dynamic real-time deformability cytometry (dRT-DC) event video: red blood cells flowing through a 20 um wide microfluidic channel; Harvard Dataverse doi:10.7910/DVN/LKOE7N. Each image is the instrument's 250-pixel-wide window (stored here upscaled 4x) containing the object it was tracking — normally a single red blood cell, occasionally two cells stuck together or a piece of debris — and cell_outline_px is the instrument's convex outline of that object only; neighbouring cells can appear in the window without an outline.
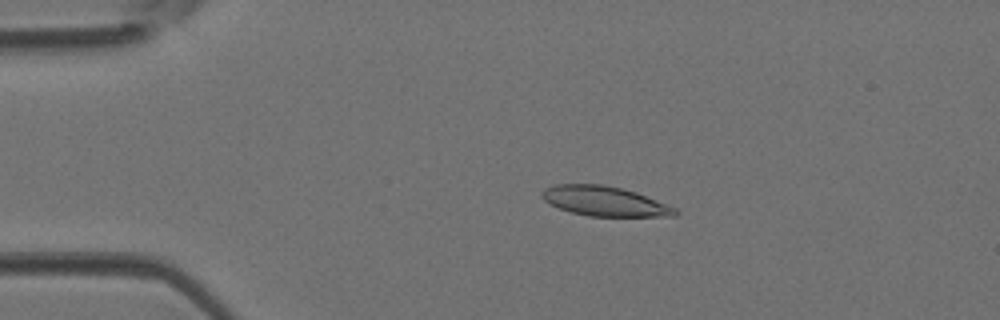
{"species": "Egyptian fruit bat (a non-hibernating species)", "species_latin": "Rousettus aegyptiacus", "temperature_condition": "room temperature", "stored_images_in_passage": 39, "camera_frame_rate_fps": 3000, "um_per_image_px": 0.085, "animal": {"sex": "female"}, "frame": {"image": 1, "passage_image": 4, "time_ms": 1.0, "image_size_px": [1000, 320], "cell_outline_px": [[680, 212], [676, 216], [588, 216], [572, 212], [560, 208], [544, 200], [540, 196], [540, 192], [544, 188], [552, 184], [604, 184], [636, 192], [676, 208]], "centroid_in_image_um": [51.37, 17.09], "position_along_channel_um": 33.6, "area_um2": 23.06}}
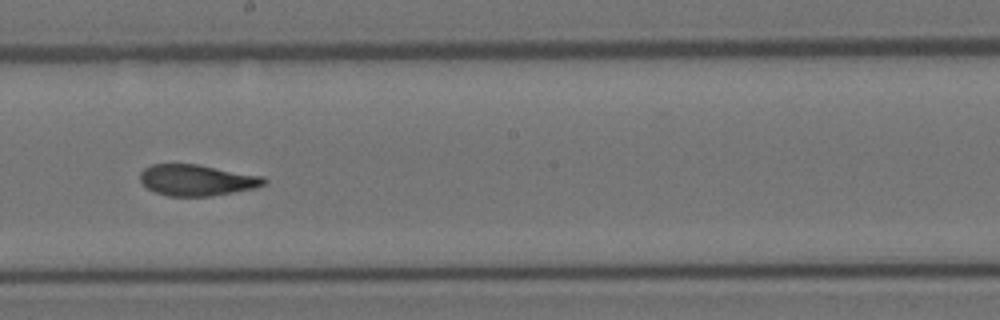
{"frame": {"image": 2, "passage_image": 20, "time_ms": 6.333, "image_size_px": [1000, 320], "cell_outline_px": [[268, 180], [264, 184], [256, 188], [212, 196], [168, 196], [156, 192], [148, 188], [140, 180], [140, 172], [144, 168], [152, 164], [196, 164], [264, 176]], "centroid_in_image_um": [16.75, 15.31], "position_along_channel_um": 231.4, "area_um2": 22.48}}
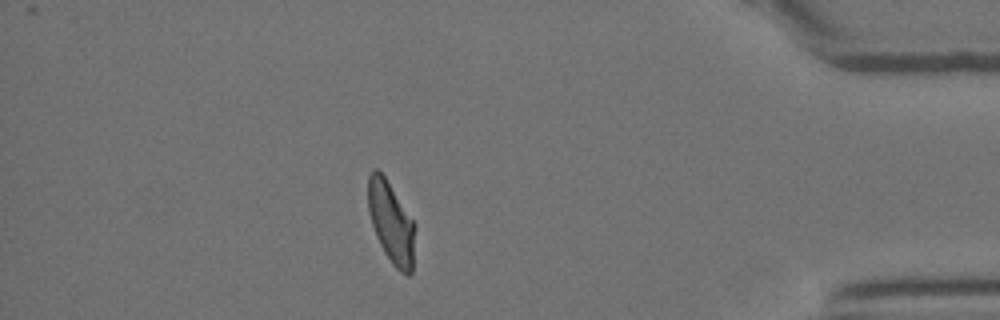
{"frame": {"image": 3, "passage_image": 34, "time_ms": 11.0, "image_size_px": [1000, 320], "cell_outline_px": [[416, 228], [412, 272], [408, 276], [400, 272], [392, 264], [384, 252], [376, 236], [368, 212], [368, 176], [372, 168], [376, 168], [384, 176], [416, 224]], "centroid_in_image_um": [33.26, 18.94], "position_along_channel_um": 401.9, "area_um2": 22.43}}